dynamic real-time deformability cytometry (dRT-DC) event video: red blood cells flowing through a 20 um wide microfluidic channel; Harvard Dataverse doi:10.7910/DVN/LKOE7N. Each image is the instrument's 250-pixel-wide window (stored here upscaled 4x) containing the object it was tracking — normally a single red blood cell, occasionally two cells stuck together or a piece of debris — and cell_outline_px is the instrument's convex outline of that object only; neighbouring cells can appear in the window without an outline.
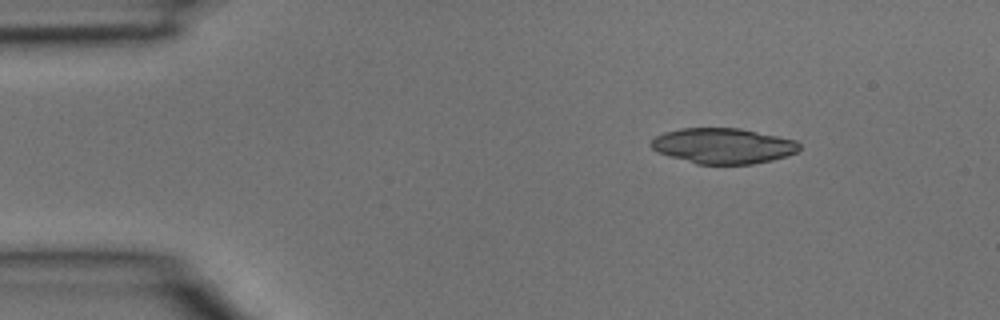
{"species": "common noctule bat (a hibernating species)", "species_latin": "Nyctalus noctula", "temperature_condition": "room temperature", "stored_images_in_passage": 3, "camera_frame_rate_fps": 3000, "um_per_image_px": 0.085, "animal": {"sex": "male", "body_mass_g": 15.6}, "frame": {"image": 1, "passage_image": 1, "time_ms": 0.0, "image_size_px": [1000, 320], "cell_outline_px": [[800, 148], [796, 152], [772, 160], [752, 164], [696, 164], [656, 152], [648, 144], [656, 136], [664, 132], [680, 128], [740, 128], [796, 140], [800, 144]], "centroid_in_image_um": [61.43, 12.39], "position_along_channel_um": 23.6, "area_um2": 30.69}}